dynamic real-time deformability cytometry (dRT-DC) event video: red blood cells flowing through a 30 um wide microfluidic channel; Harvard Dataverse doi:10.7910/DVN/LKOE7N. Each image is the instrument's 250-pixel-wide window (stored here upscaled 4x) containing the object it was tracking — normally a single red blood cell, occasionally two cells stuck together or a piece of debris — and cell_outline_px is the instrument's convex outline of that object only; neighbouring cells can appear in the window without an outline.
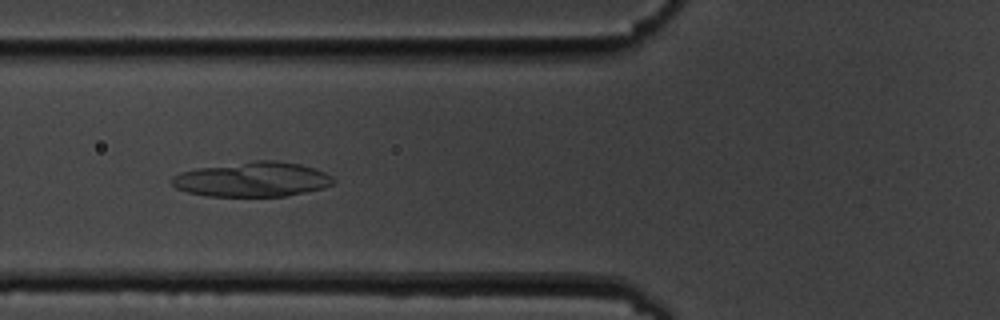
{"species": "common noctule bat (a hibernating species)", "species_latin": "Nyctalus noctula", "temperature_condition": "cold", "stored_images_in_passage": 7, "camera_frame_rate_fps": 3000, "um_per_image_px": 0.085, "animal": {"sex": "male", "body_mass_g": 19.5, "forearm_length_mm": 54.6}, "frame": {"image": 1, "passage_image": 6, "time_ms": 6.667, "image_size_px": [1000, 320], "cell_outline_px": [[336, 180], [332, 184], [324, 188], [288, 196], [208, 196], [188, 192], [176, 188], [172, 184], [172, 176], [180, 172], [200, 168], [252, 160], [276, 160], [300, 164], [324, 172], [332, 176]], "centroid_in_image_um": [21.48, 15.25], "position_along_channel_um": 104.3, "area_um2": 32.71}}